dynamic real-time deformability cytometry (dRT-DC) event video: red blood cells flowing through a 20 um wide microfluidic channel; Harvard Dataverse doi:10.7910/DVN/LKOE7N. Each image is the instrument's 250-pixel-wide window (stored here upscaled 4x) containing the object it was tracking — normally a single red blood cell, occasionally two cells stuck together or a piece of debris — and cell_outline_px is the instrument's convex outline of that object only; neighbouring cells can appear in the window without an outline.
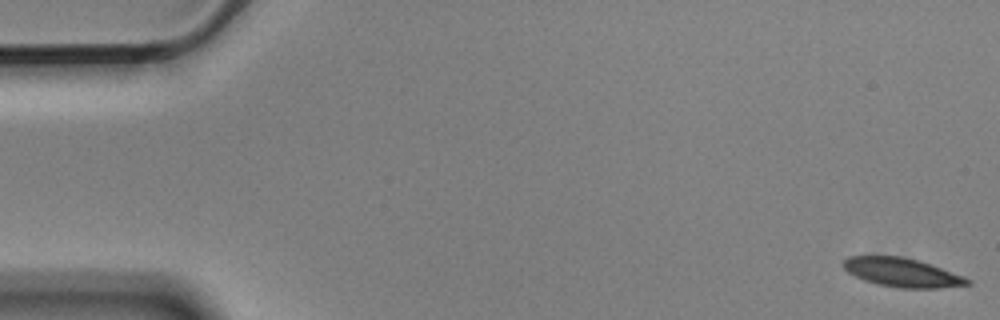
{"species": "Egyptian fruit bat (a non-hibernating species)", "species_latin": "Rousettus aegyptiacus", "temperature_condition": "cold", "stored_images_in_passage": 6, "segment_of_instrument_passage": [1, 2], "camera_frame_rate_fps": 3000, "um_per_image_px": 0.085, "animal": {"sex": "male"}, "frame": {"image": 1, "passage_image": 1, "time_ms": 0.0, "image_size_px": [1000, 320], "cell_outline_px": [[972, 284], [940, 288], [900, 288], [880, 284], [864, 280], [848, 272], [840, 264], [848, 256], [900, 256], [920, 260], [964, 276], [972, 280]], "centroid_in_image_um": [76.7, 23.15], "position_along_channel_um": 8.3, "area_um2": 20.92}}
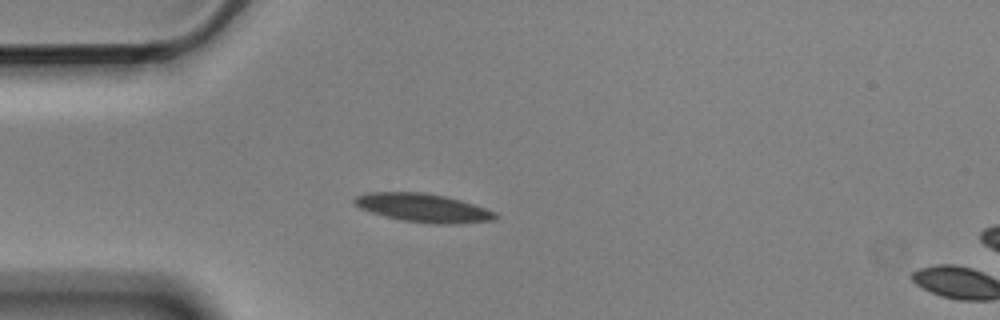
{"frame": {"image": 2, "passage_image": 5, "time_ms": 1.333, "image_size_px": [1000, 320], "cell_outline_px": [[500, 216], [492, 220], [448, 224], [436, 224], [400, 220], [372, 212], [360, 208], [352, 204], [352, 200], [356, 196], [368, 192], [424, 192], [444, 196], [460, 200], [496, 212]], "centroid_in_image_um": [35.93, 17.66], "position_along_channel_um": 49.1, "area_um2": 23.24}}